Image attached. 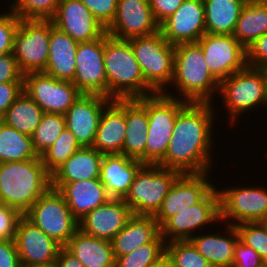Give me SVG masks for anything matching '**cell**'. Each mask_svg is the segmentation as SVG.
<instances>
[{
	"label": "cell",
	"instance_id": "cell-41",
	"mask_svg": "<svg viewBox=\"0 0 267 267\" xmlns=\"http://www.w3.org/2000/svg\"><path fill=\"white\" fill-rule=\"evenodd\" d=\"M239 239L253 248L267 265V231L260 222L241 223L235 226Z\"/></svg>",
	"mask_w": 267,
	"mask_h": 267
},
{
	"label": "cell",
	"instance_id": "cell-27",
	"mask_svg": "<svg viewBox=\"0 0 267 267\" xmlns=\"http://www.w3.org/2000/svg\"><path fill=\"white\" fill-rule=\"evenodd\" d=\"M58 191L78 221L111 199L99 178L65 183Z\"/></svg>",
	"mask_w": 267,
	"mask_h": 267
},
{
	"label": "cell",
	"instance_id": "cell-15",
	"mask_svg": "<svg viewBox=\"0 0 267 267\" xmlns=\"http://www.w3.org/2000/svg\"><path fill=\"white\" fill-rule=\"evenodd\" d=\"M72 83L82 94L107 97V77L104 67V35L78 43L76 71Z\"/></svg>",
	"mask_w": 267,
	"mask_h": 267
},
{
	"label": "cell",
	"instance_id": "cell-42",
	"mask_svg": "<svg viewBox=\"0 0 267 267\" xmlns=\"http://www.w3.org/2000/svg\"><path fill=\"white\" fill-rule=\"evenodd\" d=\"M20 18L8 8L0 14V55L13 53L14 35L20 24Z\"/></svg>",
	"mask_w": 267,
	"mask_h": 267
},
{
	"label": "cell",
	"instance_id": "cell-19",
	"mask_svg": "<svg viewBox=\"0 0 267 267\" xmlns=\"http://www.w3.org/2000/svg\"><path fill=\"white\" fill-rule=\"evenodd\" d=\"M159 31L171 44L196 43L206 33L204 0H184L160 25Z\"/></svg>",
	"mask_w": 267,
	"mask_h": 267
},
{
	"label": "cell",
	"instance_id": "cell-23",
	"mask_svg": "<svg viewBox=\"0 0 267 267\" xmlns=\"http://www.w3.org/2000/svg\"><path fill=\"white\" fill-rule=\"evenodd\" d=\"M125 133V99L112 100L101 114L92 147L103 154H123Z\"/></svg>",
	"mask_w": 267,
	"mask_h": 267
},
{
	"label": "cell",
	"instance_id": "cell-31",
	"mask_svg": "<svg viewBox=\"0 0 267 267\" xmlns=\"http://www.w3.org/2000/svg\"><path fill=\"white\" fill-rule=\"evenodd\" d=\"M84 267H115L112 242L87 235L78 229L64 246Z\"/></svg>",
	"mask_w": 267,
	"mask_h": 267
},
{
	"label": "cell",
	"instance_id": "cell-46",
	"mask_svg": "<svg viewBox=\"0 0 267 267\" xmlns=\"http://www.w3.org/2000/svg\"><path fill=\"white\" fill-rule=\"evenodd\" d=\"M247 66L267 69V33L255 39L246 49Z\"/></svg>",
	"mask_w": 267,
	"mask_h": 267
},
{
	"label": "cell",
	"instance_id": "cell-34",
	"mask_svg": "<svg viewBox=\"0 0 267 267\" xmlns=\"http://www.w3.org/2000/svg\"><path fill=\"white\" fill-rule=\"evenodd\" d=\"M43 113L41 108L23 92L7 109L1 121L31 137L39 126Z\"/></svg>",
	"mask_w": 267,
	"mask_h": 267
},
{
	"label": "cell",
	"instance_id": "cell-35",
	"mask_svg": "<svg viewBox=\"0 0 267 267\" xmlns=\"http://www.w3.org/2000/svg\"><path fill=\"white\" fill-rule=\"evenodd\" d=\"M39 157L30 136L18 132L0 120V163L27 161Z\"/></svg>",
	"mask_w": 267,
	"mask_h": 267
},
{
	"label": "cell",
	"instance_id": "cell-2",
	"mask_svg": "<svg viewBox=\"0 0 267 267\" xmlns=\"http://www.w3.org/2000/svg\"><path fill=\"white\" fill-rule=\"evenodd\" d=\"M104 67L107 97L138 99L156 92L145 82L129 40L104 34Z\"/></svg>",
	"mask_w": 267,
	"mask_h": 267
},
{
	"label": "cell",
	"instance_id": "cell-25",
	"mask_svg": "<svg viewBox=\"0 0 267 267\" xmlns=\"http://www.w3.org/2000/svg\"><path fill=\"white\" fill-rule=\"evenodd\" d=\"M103 155L93 147H81L51 174V187L59 190L65 183L99 178Z\"/></svg>",
	"mask_w": 267,
	"mask_h": 267
},
{
	"label": "cell",
	"instance_id": "cell-47",
	"mask_svg": "<svg viewBox=\"0 0 267 267\" xmlns=\"http://www.w3.org/2000/svg\"><path fill=\"white\" fill-rule=\"evenodd\" d=\"M23 80L24 73L13 53L0 55V83H23Z\"/></svg>",
	"mask_w": 267,
	"mask_h": 267
},
{
	"label": "cell",
	"instance_id": "cell-24",
	"mask_svg": "<svg viewBox=\"0 0 267 267\" xmlns=\"http://www.w3.org/2000/svg\"><path fill=\"white\" fill-rule=\"evenodd\" d=\"M143 165L123 154H104L99 179L111 198L123 199Z\"/></svg>",
	"mask_w": 267,
	"mask_h": 267
},
{
	"label": "cell",
	"instance_id": "cell-53",
	"mask_svg": "<svg viewBox=\"0 0 267 267\" xmlns=\"http://www.w3.org/2000/svg\"><path fill=\"white\" fill-rule=\"evenodd\" d=\"M22 267H55V264L29 265V266H22Z\"/></svg>",
	"mask_w": 267,
	"mask_h": 267
},
{
	"label": "cell",
	"instance_id": "cell-13",
	"mask_svg": "<svg viewBox=\"0 0 267 267\" xmlns=\"http://www.w3.org/2000/svg\"><path fill=\"white\" fill-rule=\"evenodd\" d=\"M197 43L208 70L219 83L247 66L246 49L233 35L205 33Z\"/></svg>",
	"mask_w": 267,
	"mask_h": 267
},
{
	"label": "cell",
	"instance_id": "cell-5",
	"mask_svg": "<svg viewBox=\"0 0 267 267\" xmlns=\"http://www.w3.org/2000/svg\"><path fill=\"white\" fill-rule=\"evenodd\" d=\"M229 121L235 125L242 113L255 107L267 108V69L246 66L219 83Z\"/></svg>",
	"mask_w": 267,
	"mask_h": 267
},
{
	"label": "cell",
	"instance_id": "cell-10",
	"mask_svg": "<svg viewBox=\"0 0 267 267\" xmlns=\"http://www.w3.org/2000/svg\"><path fill=\"white\" fill-rule=\"evenodd\" d=\"M49 41L50 20H20L14 35L13 55L24 74L45 70Z\"/></svg>",
	"mask_w": 267,
	"mask_h": 267
},
{
	"label": "cell",
	"instance_id": "cell-51",
	"mask_svg": "<svg viewBox=\"0 0 267 267\" xmlns=\"http://www.w3.org/2000/svg\"><path fill=\"white\" fill-rule=\"evenodd\" d=\"M55 267H84V265L65 247H62L59 251Z\"/></svg>",
	"mask_w": 267,
	"mask_h": 267
},
{
	"label": "cell",
	"instance_id": "cell-11",
	"mask_svg": "<svg viewBox=\"0 0 267 267\" xmlns=\"http://www.w3.org/2000/svg\"><path fill=\"white\" fill-rule=\"evenodd\" d=\"M23 92L44 113L61 115L82 95L71 81L59 80L43 71L24 74Z\"/></svg>",
	"mask_w": 267,
	"mask_h": 267
},
{
	"label": "cell",
	"instance_id": "cell-30",
	"mask_svg": "<svg viewBox=\"0 0 267 267\" xmlns=\"http://www.w3.org/2000/svg\"><path fill=\"white\" fill-rule=\"evenodd\" d=\"M160 233L159 224L153 216L133 214L111 241L115 259L152 242Z\"/></svg>",
	"mask_w": 267,
	"mask_h": 267
},
{
	"label": "cell",
	"instance_id": "cell-22",
	"mask_svg": "<svg viewBox=\"0 0 267 267\" xmlns=\"http://www.w3.org/2000/svg\"><path fill=\"white\" fill-rule=\"evenodd\" d=\"M132 215L123 199L111 198L81 218L79 229L95 238L112 241Z\"/></svg>",
	"mask_w": 267,
	"mask_h": 267
},
{
	"label": "cell",
	"instance_id": "cell-40",
	"mask_svg": "<svg viewBox=\"0 0 267 267\" xmlns=\"http://www.w3.org/2000/svg\"><path fill=\"white\" fill-rule=\"evenodd\" d=\"M60 0H15L8 6L21 20H52Z\"/></svg>",
	"mask_w": 267,
	"mask_h": 267
},
{
	"label": "cell",
	"instance_id": "cell-36",
	"mask_svg": "<svg viewBox=\"0 0 267 267\" xmlns=\"http://www.w3.org/2000/svg\"><path fill=\"white\" fill-rule=\"evenodd\" d=\"M166 255V241L161 233L152 241L144 244L127 255L118 256L115 267H152Z\"/></svg>",
	"mask_w": 267,
	"mask_h": 267
},
{
	"label": "cell",
	"instance_id": "cell-54",
	"mask_svg": "<svg viewBox=\"0 0 267 267\" xmlns=\"http://www.w3.org/2000/svg\"><path fill=\"white\" fill-rule=\"evenodd\" d=\"M260 223L262 224V226L266 229V231H267V216L266 217H264L261 221H260Z\"/></svg>",
	"mask_w": 267,
	"mask_h": 267
},
{
	"label": "cell",
	"instance_id": "cell-3",
	"mask_svg": "<svg viewBox=\"0 0 267 267\" xmlns=\"http://www.w3.org/2000/svg\"><path fill=\"white\" fill-rule=\"evenodd\" d=\"M51 188V174L41 157L0 163V204L24 215Z\"/></svg>",
	"mask_w": 267,
	"mask_h": 267
},
{
	"label": "cell",
	"instance_id": "cell-1",
	"mask_svg": "<svg viewBox=\"0 0 267 267\" xmlns=\"http://www.w3.org/2000/svg\"><path fill=\"white\" fill-rule=\"evenodd\" d=\"M214 108L212 103L188 102L177 113L166 155L159 166L180 174L207 173L213 168Z\"/></svg>",
	"mask_w": 267,
	"mask_h": 267
},
{
	"label": "cell",
	"instance_id": "cell-45",
	"mask_svg": "<svg viewBox=\"0 0 267 267\" xmlns=\"http://www.w3.org/2000/svg\"><path fill=\"white\" fill-rule=\"evenodd\" d=\"M22 216L17 209L0 204V239H14L18 221Z\"/></svg>",
	"mask_w": 267,
	"mask_h": 267
},
{
	"label": "cell",
	"instance_id": "cell-21",
	"mask_svg": "<svg viewBox=\"0 0 267 267\" xmlns=\"http://www.w3.org/2000/svg\"><path fill=\"white\" fill-rule=\"evenodd\" d=\"M52 22L78 43L101 38L106 33V28L80 0H60Z\"/></svg>",
	"mask_w": 267,
	"mask_h": 267
},
{
	"label": "cell",
	"instance_id": "cell-6",
	"mask_svg": "<svg viewBox=\"0 0 267 267\" xmlns=\"http://www.w3.org/2000/svg\"><path fill=\"white\" fill-rule=\"evenodd\" d=\"M147 110L149 127L146 164H158L166 155L177 113L188 103L164 93L137 99Z\"/></svg>",
	"mask_w": 267,
	"mask_h": 267
},
{
	"label": "cell",
	"instance_id": "cell-16",
	"mask_svg": "<svg viewBox=\"0 0 267 267\" xmlns=\"http://www.w3.org/2000/svg\"><path fill=\"white\" fill-rule=\"evenodd\" d=\"M208 173L180 174L177 177L153 216L160 228L181 210L199 203L214 188L207 180L210 178Z\"/></svg>",
	"mask_w": 267,
	"mask_h": 267
},
{
	"label": "cell",
	"instance_id": "cell-33",
	"mask_svg": "<svg viewBox=\"0 0 267 267\" xmlns=\"http://www.w3.org/2000/svg\"><path fill=\"white\" fill-rule=\"evenodd\" d=\"M267 33V1L246 2L243 6L233 36L247 49L257 38Z\"/></svg>",
	"mask_w": 267,
	"mask_h": 267
},
{
	"label": "cell",
	"instance_id": "cell-44",
	"mask_svg": "<svg viewBox=\"0 0 267 267\" xmlns=\"http://www.w3.org/2000/svg\"><path fill=\"white\" fill-rule=\"evenodd\" d=\"M232 267H267V265L253 248L239 239L235 246Z\"/></svg>",
	"mask_w": 267,
	"mask_h": 267
},
{
	"label": "cell",
	"instance_id": "cell-32",
	"mask_svg": "<svg viewBox=\"0 0 267 267\" xmlns=\"http://www.w3.org/2000/svg\"><path fill=\"white\" fill-rule=\"evenodd\" d=\"M245 0H204L206 33L233 35Z\"/></svg>",
	"mask_w": 267,
	"mask_h": 267
},
{
	"label": "cell",
	"instance_id": "cell-14",
	"mask_svg": "<svg viewBox=\"0 0 267 267\" xmlns=\"http://www.w3.org/2000/svg\"><path fill=\"white\" fill-rule=\"evenodd\" d=\"M220 221V196L213 188L199 203L181 210L171 217L160 229L166 242L189 240L197 228Z\"/></svg>",
	"mask_w": 267,
	"mask_h": 267
},
{
	"label": "cell",
	"instance_id": "cell-20",
	"mask_svg": "<svg viewBox=\"0 0 267 267\" xmlns=\"http://www.w3.org/2000/svg\"><path fill=\"white\" fill-rule=\"evenodd\" d=\"M112 100L97 94H82L64 114L66 128L81 147H92L104 108Z\"/></svg>",
	"mask_w": 267,
	"mask_h": 267
},
{
	"label": "cell",
	"instance_id": "cell-50",
	"mask_svg": "<svg viewBox=\"0 0 267 267\" xmlns=\"http://www.w3.org/2000/svg\"><path fill=\"white\" fill-rule=\"evenodd\" d=\"M0 267H22L14 239H0Z\"/></svg>",
	"mask_w": 267,
	"mask_h": 267
},
{
	"label": "cell",
	"instance_id": "cell-7",
	"mask_svg": "<svg viewBox=\"0 0 267 267\" xmlns=\"http://www.w3.org/2000/svg\"><path fill=\"white\" fill-rule=\"evenodd\" d=\"M145 82L156 92L171 86L175 46L160 31L153 35L129 39ZM168 85V86H166Z\"/></svg>",
	"mask_w": 267,
	"mask_h": 267
},
{
	"label": "cell",
	"instance_id": "cell-4",
	"mask_svg": "<svg viewBox=\"0 0 267 267\" xmlns=\"http://www.w3.org/2000/svg\"><path fill=\"white\" fill-rule=\"evenodd\" d=\"M171 84L180 95L177 97L175 93L166 91L164 94L167 96L192 103H213L219 82L208 70L203 50L197 42L175 45Z\"/></svg>",
	"mask_w": 267,
	"mask_h": 267
},
{
	"label": "cell",
	"instance_id": "cell-12",
	"mask_svg": "<svg viewBox=\"0 0 267 267\" xmlns=\"http://www.w3.org/2000/svg\"><path fill=\"white\" fill-rule=\"evenodd\" d=\"M240 186L218 189L220 221L234 226L260 222L267 216V190L258 186Z\"/></svg>",
	"mask_w": 267,
	"mask_h": 267
},
{
	"label": "cell",
	"instance_id": "cell-17",
	"mask_svg": "<svg viewBox=\"0 0 267 267\" xmlns=\"http://www.w3.org/2000/svg\"><path fill=\"white\" fill-rule=\"evenodd\" d=\"M159 24L154 19L149 0H118L113 22L106 33L114 38L129 40L157 33Z\"/></svg>",
	"mask_w": 267,
	"mask_h": 267
},
{
	"label": "cell",
	"instance_id": "cell-52",
	"mask_svg": "<svg viewBox=\"0 0 267 267\" xmlns=\"http://www.w3.org/2000/svg\"><path fill=\"white\" fill-rule=\"evenodd\" d=\"M152 267H174V265L165 255L159 262L154 264Z\"/></svg>",
	"mask_w": 267,
	"mask_h": 267
},
{
	"label": "cell",
	"instance_id": "cell-38",
	"mask_svg": "<svg viewBox=\"0 0 267 267\" xmlns=\"http://www.w3.org/2000/svg\"><path fill=\"white\" fill-rule=\"evenodd\" d=\"M80 148L81 146L72 132L65 128L54 144L40 157L46 170L52 174Z\"/></svg>",
	"mask_w": 267,
	"mask_h": 267
},
{
	"label": "cell",
	"instance_id": "cell-28",
	"mask_svg": "<svg viewBox=\"0 0 267 267\" xmlns=\"http://www.w3.org/2000/svg\"><path fill=\"white\" fill-rule=\"evenodd\" d=\"M125 121L123 155L146 164L149 119L146 108L137 99H125Z\"/></svg>",
	"mask_w": 267,
	"mask_h": 267
},
{
	"label": "cell",
	"instance_id": "cell-29",
	"mask_svg": "<svg viewBox=\"0 0 267 267\" xmlns=\"http://www.w3.org/2000/svg\"><path fill=\"white\" fill-rule=\"evenodd\" d=\"M226 232L220 235L207 233L192 236L189 240L211 267H232L234 251L239 234L234 225H227ZM227 234V235H224Z\"/></svg>",
	"mask_w": 267,
	"mask_h": 267
},
{
	"label": "cell",
	"instance_id": "cell-48",
	"mask_svg": "<svg viewBox=\"0 0 267 267\" xmlns=\"http://www.w3.org/2000/svg\"><path fill=\"white\" fill-rule=\"evenodd\" d=\"M23 93V83H0V120Z\"/></svg>",
	"mask_w": 267,
	"mask_h": 267
},
{
	"label": "cell",
	"instance_id": "cell-39",
	"mask_svg": "<svg viewBox=\"0 0 267 267\" xmlns=\"http://www.w3.org/2000/svg\"><path fill=\"white\" fill-rule=\"evenodd\" d=\"M166 256L174 267H211L190 240L166 242Z\"/></svg>",
	"mask_w": 267,
	"mask_h": 267
},
{
	"label": "cell",
	"instance_id": "cell-8",
	"mask_svg": "<svg viewBox=\"0 0 267 267\" xmlns=\"http://www.w3.org/2000/svg\"><path fill=\"white\" fill-rule=\"evenodd\" d=\"M179 175L178 171L158 164H144L123 201L134 215L154 216Z\"/></svg>",
	"mask_w": 267,
	"mask_h": 267
},
{
	"label": "cell",
	"instance_id": "cell-9",
	"mask_svg": "<svg viewBox=\"0 0 267 267\" xmlns=\"http://www.w3.org/2000/svg\"><path fill=\"white\" fill-rule=\"evenodd\" d=\"M34 225L63 247L79 229L64 196L52 187L24 214Z\"/></svg>",
	"mask_w": 267,
	"mask_h": 267
},
{
	"label": "cell",
	"instance_id": "cell-37",
	"mask_svg": "<svg viewBox=\"0 0 267 267\" xmlns=\"http://www.w3.org/2000/svg\"><path fill=\"white\" fill-rule=\"evenodd\" d=\"M65 128L64 115L43 113L39 126L31 136L36 153L41 156L47 151Z\"/></svg>",
	"mask_w": 267,
	"mask_h": 267
},
{
	"label": "cell",
	"instance_id": "cell-26",
	"mask_svg": "<svg viewBox=\"0 0 267 267\" xmlns=\"http://www.w3.org/2000/svg\"><path fill=\"white\" fill-rule=\"evenodd\" d=\"M78 42L57 29L50 20L49 56L45 72L59 80L73 81Z\"/></svg>",
	"mask_w": 267,
	"mask_h": 267
},
{
	"label": "cell",
	"instance_id": "cell-55",
	"mask_svg": "<svg viewBox=\"0 0 267 267\" xmlns=\"http://www.w3.org/2000/svg\"><path fill=\"white\" fill-rule=\"evenodd\" d=\"M246 2H266L267 0H245Z\"/></svg>",
	"mask_w": 267,
	"mask_h": 267
},
{
	"label": "cell",
	"instance_id": "cell-43",
	"mask_svg": "<svg viewBox=\"0 0 267 267\" xmlns=\"http://www.w3.org/2000/svg\"><path fill=\"white\" fill-rule=\"evenodd\" d=\"M105 28L112 22L117 10L118 0H80Z\"/></svg>",
	"mask_w": 267,
	"mask_h": 267
},
{
	"label": "cell",
	"instance_id": "cell-18",
	"mask_svg": "<svg viewBox=\"0 0 267 267\" xmlns=\"http://www.w3.org/2000/svg\"><path fill=\"white\" fill-rule=\"evenodd\" d=\"M14 242L22 266L55 264L63 247L24 215L18 221Z\"/></svg>",
	"mask_w": 267,
	"mask_h": 267
},
{
	"label": "cell",
	"instance_id": "cell-49",
	"mask_svg": "<svg viewBox=\"0 0 267 267\" xmlns=\"http://www.w3.org/2000/svg\"><path fill=\"white\" fill-rule=\"evenodd\" d=\"M183 2L184 0H149L154 19L159 25L172 15Z\"/></svg>",
	"mask_w": 267,
	"mask_h": 267
}]
</instances>
